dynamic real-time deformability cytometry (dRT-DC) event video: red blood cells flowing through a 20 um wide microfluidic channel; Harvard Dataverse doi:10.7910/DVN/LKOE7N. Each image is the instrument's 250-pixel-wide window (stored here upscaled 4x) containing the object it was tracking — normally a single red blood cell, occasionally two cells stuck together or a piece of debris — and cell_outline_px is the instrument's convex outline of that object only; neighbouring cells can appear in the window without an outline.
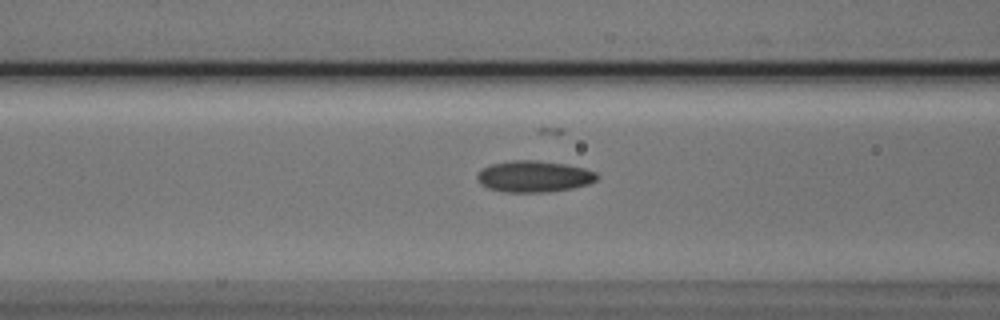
{"species": "Egyptian fruit bat (a non-hibernating species)", "species_latin": "Rousettus aegyptiacus", "temperature_condition": "cold", "stored_images_in_passage": 13, "camera_frame_rate_fps": 3000, "um_per_image_px": 0.085, "animal": {"sex": "male"}, "frame": {"image": 1, "passage_image": 11, "time_ms": 3.333, "image_size_px": [1000, 320], "cell_outline_px": [[600, 176], [596, 180], [588, 184], [572, 188], [544, 192], [504, 192], [488, 188], [480, 184], [476, 176], [484, 168], [492, 164], [512, 160], [536, 160], [564, 164], [584, 168], [596, 172]], "centroid_in_image_um": [45.4, 15.0], "position_along_channel_um": 121.2, "area_um2": 21.79}}